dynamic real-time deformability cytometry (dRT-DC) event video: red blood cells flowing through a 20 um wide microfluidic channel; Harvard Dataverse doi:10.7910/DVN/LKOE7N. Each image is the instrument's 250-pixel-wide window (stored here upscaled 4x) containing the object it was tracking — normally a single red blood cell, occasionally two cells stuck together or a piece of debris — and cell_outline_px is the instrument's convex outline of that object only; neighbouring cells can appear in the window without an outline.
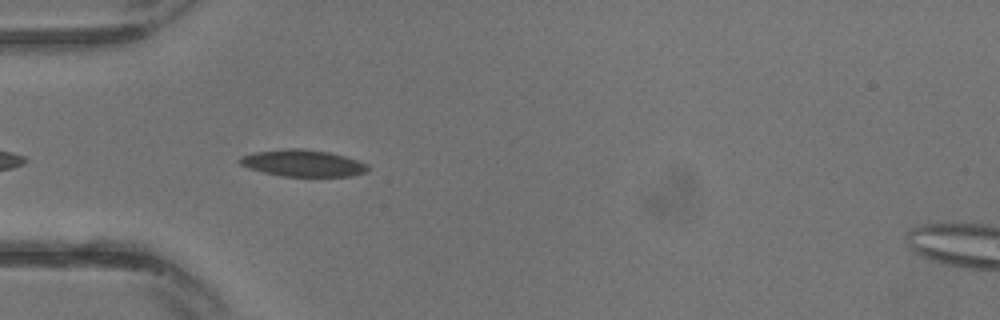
{"species": "common noctule bat (a hibernating species)", "species_latin": "Nyctalus noctula", "temperature_condition": "warm", "stored_images_in_passage": 8, "camera_frame_rate_fps": 3000, "um_per_image_px": 0.085, "animal": {"sex": "male", "body_mass_g": 13.3}, "frame": {"image": 1, "passage_image": 6, "time_ms": 1.667, "image_size_px": [1000, 320], "cell_outline_px": [[368, 172], [352, 176], [280, 176], [248, 168], [240, 164], [236, 160], [240, 156], [256, 152], [288, 148], [304, 148], [328, 152], [344, 156], [368, 164]], "centroid_in_image_um": [25.73, 13.87], "position_along_channel_um": 59.3, "area_um2": 20.0}}
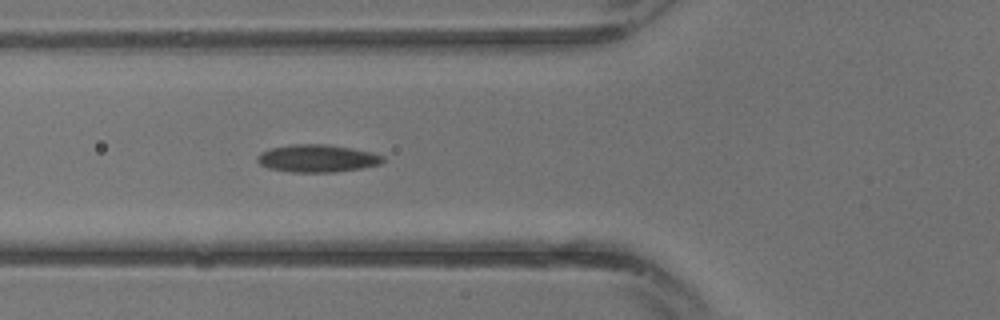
{"frame": {"image": 2, "passage_image": 8, "time_ms": 2.333, "image_size_px": [1000, 320], "cell_outline_px": [[384, 160], [380, 164], [360, 168], [332, 172], [292, 172], [268, 168], [260, 164], [256, 160], [256, 156], [260, 152], [272, 148], [292, 144], [328, 144], [352, 148], [372, 152], [384, 156]], "centroid_in_image_um": [26.95, 13.45], "position_along_channel_um": 98.9, "area_um2": 20.17}}